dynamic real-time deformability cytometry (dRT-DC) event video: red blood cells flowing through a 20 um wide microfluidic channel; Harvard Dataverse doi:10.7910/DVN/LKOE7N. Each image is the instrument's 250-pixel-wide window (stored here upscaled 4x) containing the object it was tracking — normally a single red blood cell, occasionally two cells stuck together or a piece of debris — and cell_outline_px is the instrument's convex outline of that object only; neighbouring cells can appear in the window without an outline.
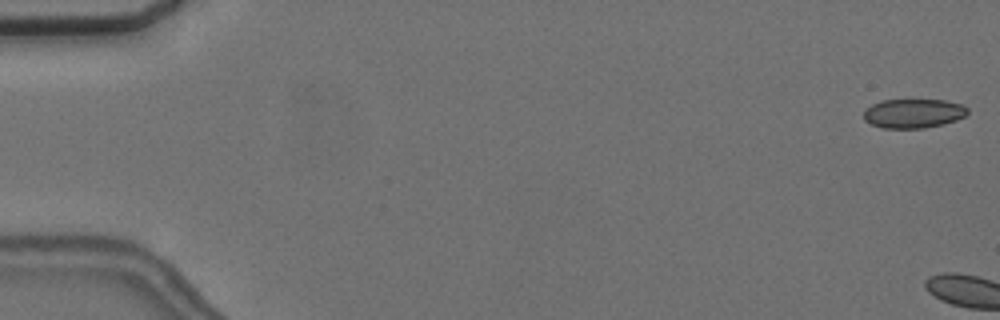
{"species": "common noctule bat (a hibernating species)", "species_latin": "Nyctalus noctula", "temperature_condition": "cold", "stored_images_in_passage": 3, "camera_frame_rate_fps": 3000, "um_per_image_px": 0.085, "animal": {"sex": "female", "body_mass_g": 24.6, "forearm_length_mm": 56.2}, "frame": {"image": 1, "passage_image": 1, "time_ms": 0.0, "image_size_px": [1000, 320], "cell_outline_px": [[968, 112], [964, 116], [956, 120], [944, 124], [924, 128], [884, 128], [872, 124], [864, 120], [864, 112], [872, 104], [880, 100], [944, 100], [960, 104], [968, 108]], "centroid_in_image_um": [77.64, 9.64], "position_along_channel_um": 7.4, "area_um2": 17.57}}